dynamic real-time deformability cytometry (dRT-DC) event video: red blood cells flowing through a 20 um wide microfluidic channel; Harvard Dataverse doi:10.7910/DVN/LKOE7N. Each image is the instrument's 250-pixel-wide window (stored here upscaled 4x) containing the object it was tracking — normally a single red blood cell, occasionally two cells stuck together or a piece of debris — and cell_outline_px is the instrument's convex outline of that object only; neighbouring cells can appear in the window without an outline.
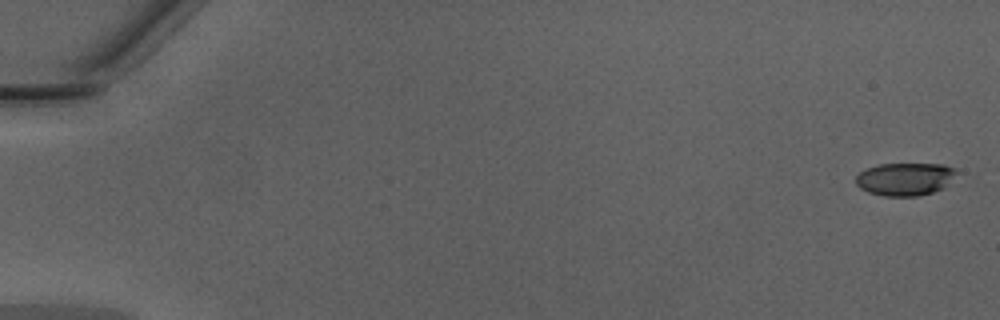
{"species": "Egyptian fruit bat (a non-hibernating species)", "species_latin": "Rousettus aegyptiacus", "temperature_condition": "warm", "stored_images_in_passage": 22, "camera_frame_rate_fps": 3000, "um_per_image_px": 0.085, "animal": {"sex": "male"}, "frame": {"image": 1, "passage_image": 1, "time_ms": 0.0, "image_size_px": [1000, 320], "cell_outline_px": [[960, 172], [944, 188], [920, 196], [884, 196], [868, 192], [860, 188], [856, 184], [856, 176], [860, 172], [868, 168], [880, 164], [944, 164], [956, 168]], "centroid_in_image_um": [76.98, 15.22], "position_along_channel_um": 8.0, "area_um2": 19.48}}
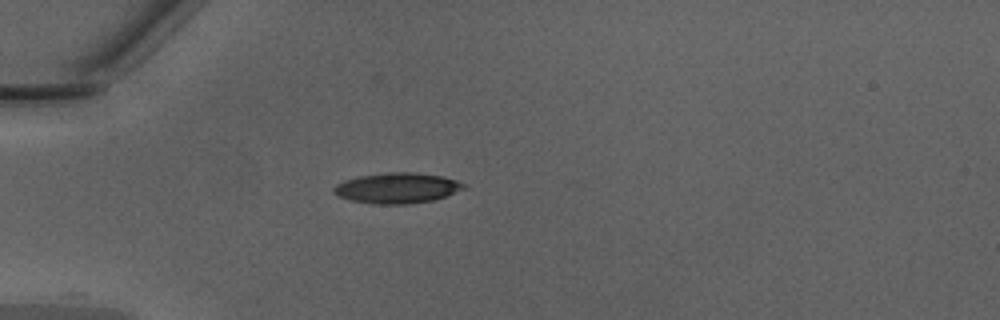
{"frame": {"image": 2, "passage_image": 15, "time_ms": 4.667, "image_size_px": [1000, 320], "cell_outline_px": [[468, 184], [464, 188], [448, 196], [436, 200], [408, 204], [376, 204], [352, 200], [340, 196], [332, 192], [332, 188], [336, 184], [344, 180], [360, 176], [388, 172], [416, 172], [444, 176]], "centroid_in_image_um": [33.81, 15.98], "position_along_channel_um": 51.2, "area_um2": 23.29}}
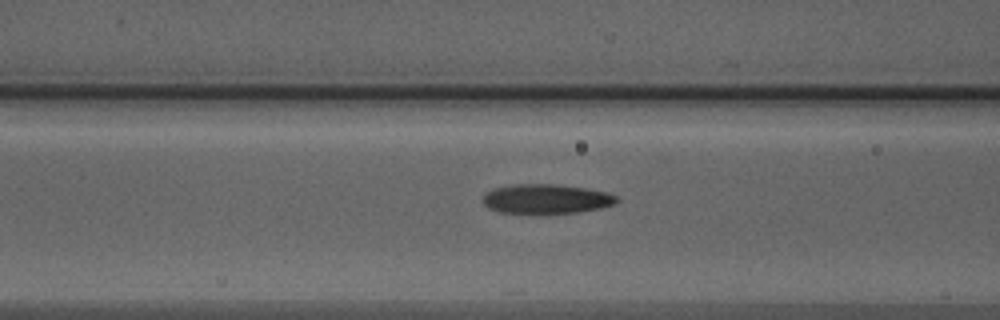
{"frame": {"image": 3, "passage_image": 21, "time_ms": 6.667, "image_size_px": [1000, 320], "cell_outline_px": [[620, 200], [616, 204], [600, 208], [580, 212], [536, 216], [532, 216], [500, 212], [488, 208], [480, 200], [488, 192], [496, 188], [516, 184], [556, 184], [584, 188], [604, 192], [616, 196]], "centroid_in_image_um": [46.41, 16.96], "position_along_channel_um": 120.2, "area_um2": 23.76}}